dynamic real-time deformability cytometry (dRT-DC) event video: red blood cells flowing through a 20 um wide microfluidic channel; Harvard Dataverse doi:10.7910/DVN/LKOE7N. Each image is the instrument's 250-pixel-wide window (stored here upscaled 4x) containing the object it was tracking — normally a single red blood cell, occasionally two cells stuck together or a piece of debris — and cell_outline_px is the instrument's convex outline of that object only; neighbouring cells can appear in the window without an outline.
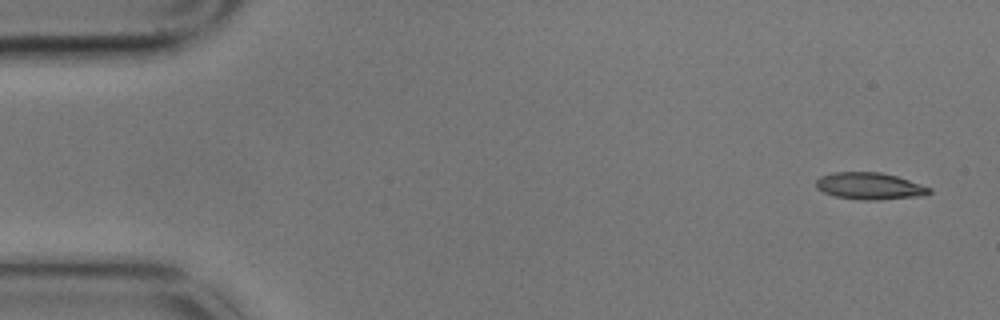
{"species": "common noctule bat (a hibernating species)", "species_latin": "Nyctalus noctula", "temperature_condition": "cold", "stored_images_in_passage": 7, "camera_frame_rate_fps": 3000, "um_per_image_px": 0.085, "animal": {"sex": "male", "body_mass_g": 17.9}, "frame": {"image": 1, "passage_image": 1, "time_ms": 0.0, "image_size_px": [1000, 320], "cell_outline_px": [[932, 192], [924, 196], [880, 200], [860, 200], [836, 196], [824, 192], [816, 188], [816, 180], [820, 176], [832, 172], [880, 172], [896, 176], [932, 188]], "centroid_in_image_um": [73.93, 15.82], "position_along_channel_um": 11.1, "area_um2": 17.86}}
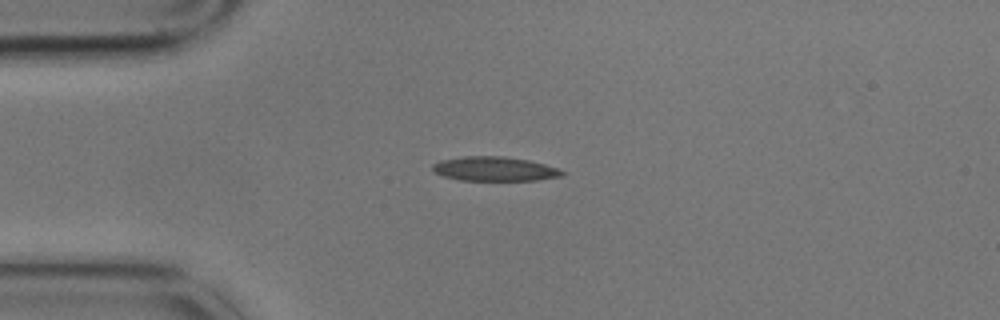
{"frame": {"image": 2, "passage_image": 4, "time_ms": 1.0, "image_size_px": [1000, 320], "cell_outline_px": [[564, 176], [536, 180], [460, 180], [444, 176], [432, 172], [432, 164], [440, 160], [464, 156], [500, 156], [528, 160], [544, 164], [556, 168], [564, 172]], "centroid_in_image_um": [41.99, 14.35], "position_along_channel_um": 43.0, "area_um2": 18.26}}
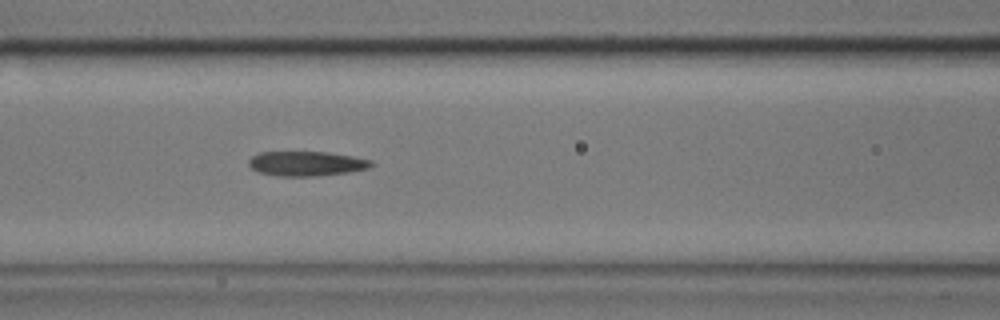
{"frame": {"image": 3, "passage_image": 7, "time_ms": 2.0, "image_size_px": [1000, 320], "cell_outline_px": [[376, 164], [372, 168], [348, 172], [312, 176], [280, 176], [256, 172], [248, 164], [248, 160], [252, 156], [260, 152], [328, 152], [352, 156], [372, 160]], "centroid_in_image_um": [26.07, 13.9], "position_along_channel_um": 140.5, "area_um2": 17.74}}